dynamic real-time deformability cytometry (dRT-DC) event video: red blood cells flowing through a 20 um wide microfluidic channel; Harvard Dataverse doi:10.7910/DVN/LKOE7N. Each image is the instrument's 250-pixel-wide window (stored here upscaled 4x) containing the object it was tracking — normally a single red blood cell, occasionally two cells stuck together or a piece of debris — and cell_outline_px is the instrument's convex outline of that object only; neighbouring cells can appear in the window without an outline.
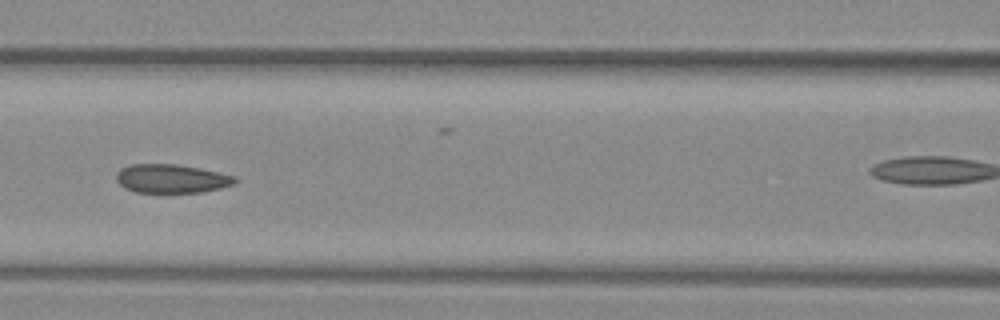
{"species": "common noctule bat (a hibernating species)", "species_latin": "Nyctalus noctula", "temperature_condition": "warm", "stored_images_in_passage": 6, "segment_of_instrument_passage": [1, 2], "camera_frame_rate_fps": 3000, "um_per_image_px": 0.085, "animal": {"sex": "female", "body_mass_g": 29.2, "forearm_length_mm": 56.3}, "frame": {"image": 1, "passage_image": 5, "time_ms": 1.333, "image_size_px": [1000, 320], "cell_outline_px": [[236, 180], [232, 184], [220, 188], [200, 192], [136, 192], [124, 188], [116, 180], [116, 172], [120, 168], [132, 164], [176, 164], [200, 168], [236, 176]], "centroid_in_image_um": [14.53, 15.17], "position_along_channel_um": 152.1, "area_um2": 19.77}}